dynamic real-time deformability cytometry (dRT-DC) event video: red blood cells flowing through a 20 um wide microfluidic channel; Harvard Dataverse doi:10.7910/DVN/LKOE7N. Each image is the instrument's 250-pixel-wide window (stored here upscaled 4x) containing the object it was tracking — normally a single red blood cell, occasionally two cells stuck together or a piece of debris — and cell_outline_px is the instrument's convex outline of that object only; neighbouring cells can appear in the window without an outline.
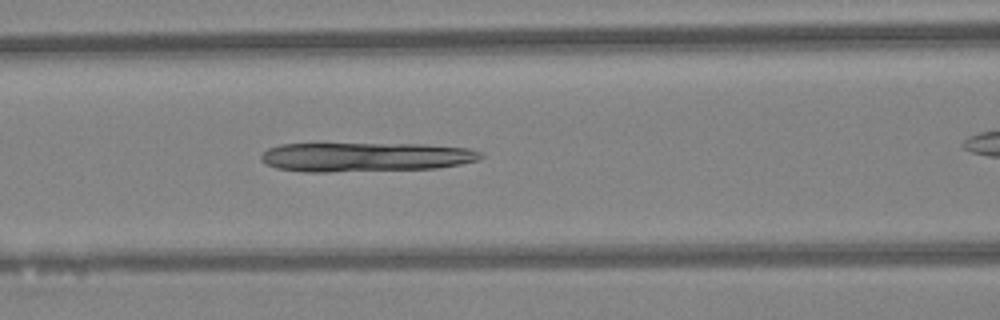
{"species": "Egyptian fruit bat (a non-hibernating species)", "species_latin": "Rousettus aegyptiacus", "temperature_condition": "warm", "stored_images_in_passage": 35, "camera_frame_rate_fps": 3000, "um_per_image_px": 0.085, "animal": {"sex": "female"}, "frame": {"image": 1, "passage_image": 17, "time_ms": 5.333, "image_size_px": [1000, 320], "cell_outline_px": [[484, 156], [476, 160], [460, 164], [436, 168], [328, 172], [300, 172], [276, 168], [260, 160], [260, 156], [268, 148], [280, 144], [424, 144], [468, 148], [480, 152]], "centroid_in_image_um": [31.02, 13.34], "position_along_channel_um": 135.6, "area_um2": 37.4}}
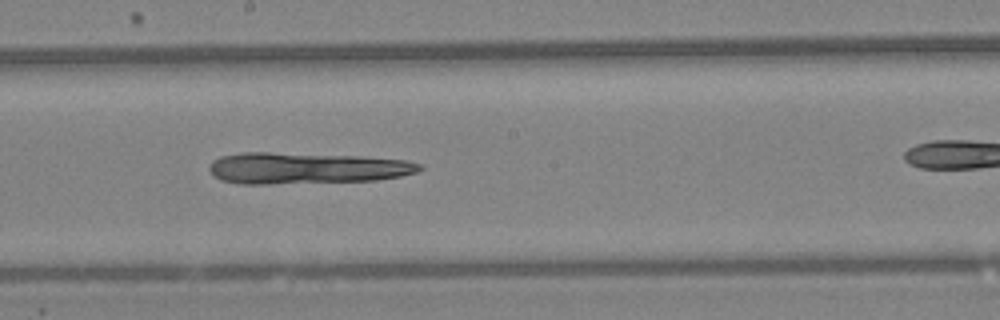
{"frame": {"image": 2, "passage_image": 23, "time_ms": 7.333, "image_size_px": [1000, 320], "cell_outline_px": [[424, 168], [416, 172], [400, 176], [376, 180], [268, 184], [240, 184], [220, 180], [208, 168], [212, 160], [220, 156], [244, 152], [268, 152], [360, 156], [408, 160], [420, 164]], "centroid_in_image_um": [26.02, 14.29], "position_along_channel_um": 222.2, "area_um2": 38.49}}
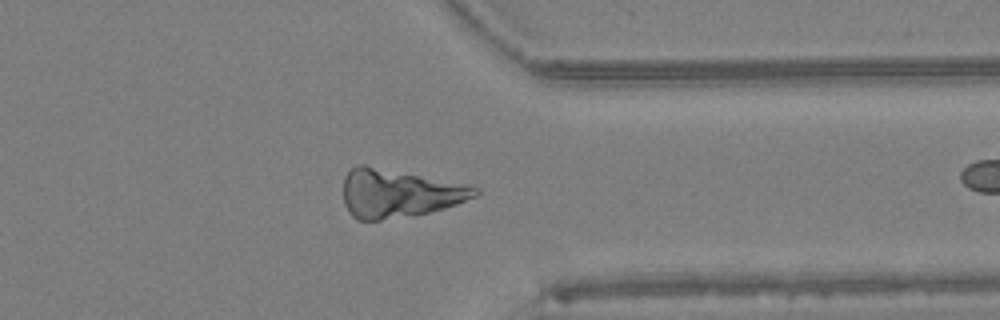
{"frame": {"image": 3, "passage_image": 34, "time_ms": 11.0, "image_size_px": [1000, 320], "cell_outline_px": [[480, 192], [476, 196], [456, 204], [444, 208], [428, 212], [380, 220], [356, 220], [348, 212], [344, 204], [344, 176], [356, 164], [364, 164], [468, 184], [480, 188]], "centroid_in_image_um": [33.9, 16.42], "position_along_channel_um": 377.5, "area_um2": 37.11}}